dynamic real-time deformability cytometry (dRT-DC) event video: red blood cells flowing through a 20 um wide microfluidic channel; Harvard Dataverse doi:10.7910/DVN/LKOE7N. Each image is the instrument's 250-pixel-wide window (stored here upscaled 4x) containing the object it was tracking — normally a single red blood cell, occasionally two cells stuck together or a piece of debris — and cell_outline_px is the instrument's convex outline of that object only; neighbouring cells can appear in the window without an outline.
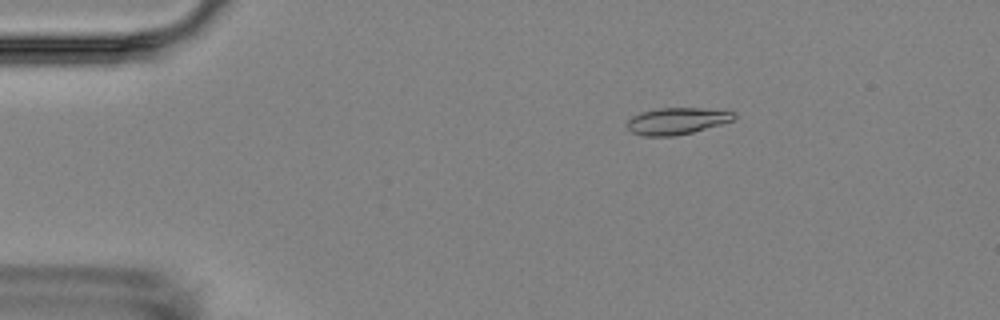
{"species": "Egyptian fruit bat (a non-hibernating species)", "species_latin": "Rousettus aegyptiacus", "temperature_condition": "room temperature", "stored_images_in_passage": 4, "camera_frame_rate_fps": 3000, "um_per_image_px": 0.085, "animal": {"sex": "female"}, "frame": {"image": 1, "passage_image": 2, "time_ms": 2.0, "image_size_px": [1000, 320], "cell_outline_px": [[736, 116], [732, 120], [720, 124], [692, 132], [676, 136], [644, 136], [632, 132], [624, 124], [632, 116], [640, 112], [656, 108], [700, 108], [736, 112]], "centroid_in_image_um": [57.48, 10.28], "position_along_channel_um": 27.5, "area_um2": 16.65}}